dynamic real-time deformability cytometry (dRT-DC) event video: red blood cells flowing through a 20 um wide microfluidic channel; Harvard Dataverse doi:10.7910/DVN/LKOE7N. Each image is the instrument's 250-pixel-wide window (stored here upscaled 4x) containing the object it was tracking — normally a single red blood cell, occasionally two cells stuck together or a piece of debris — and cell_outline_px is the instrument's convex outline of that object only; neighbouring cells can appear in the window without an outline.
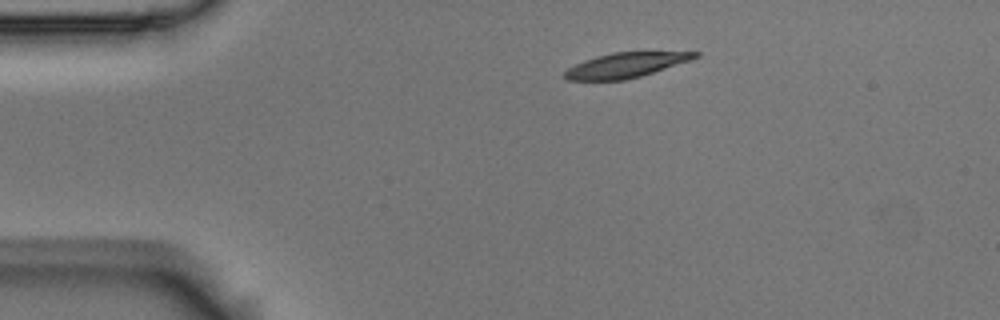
{"species": "Egyptian fruit bat (a non-hibernating species)", "species_latin": "Rousettus aegyptiacus", "temperature_condition": "room temperature", "stored_images_in_passage": 8, "camera_frame_rate_fps": 3000, "um_per_image_px": 0.085, "animal": {"sex": "male"}, "frame": {"image": 1, "passage_image": 1, "time_ms": 0.0, "image_size_px": [1000, 320], "cell_outline_px": [[700, 56], [692, 60], [640, 76], [624, 80], [564, 80], [560, 76], [568, 68], [584, 60], [596, 56], [612, 52], [700, 52]], "centroid_in_image_um": [53.15, 5.54], "position_along_channel_um": 31.8, "area_um2": 18.96}}
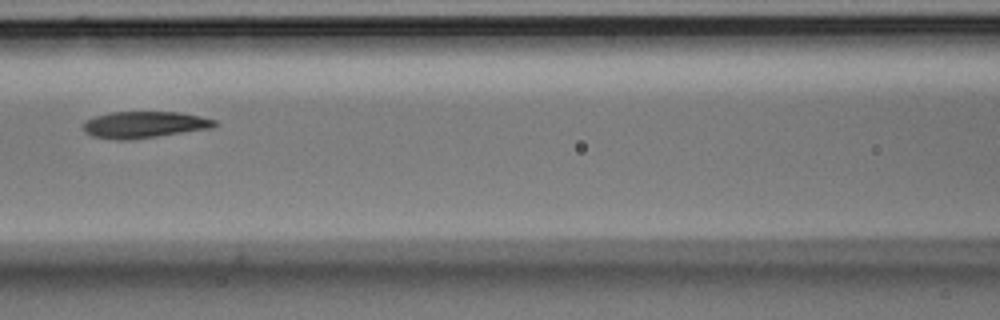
{"frame": {"image": 2, "passage_image": 5, "time_ms": 1.333, "image_size_px": [1000, 320], "cell_outline_px": [[220, 124], [212, 128], [132, 140], [116, 140], [92, 136], [84, 132], [84, 120], [96, 116], [112, 112], [180, 112], [200, 116], [216, 120]], "centroid_in_image_um": [12.28, 10.6], "position_along_channel_um": 154.3, "area_um2": 20.52}}
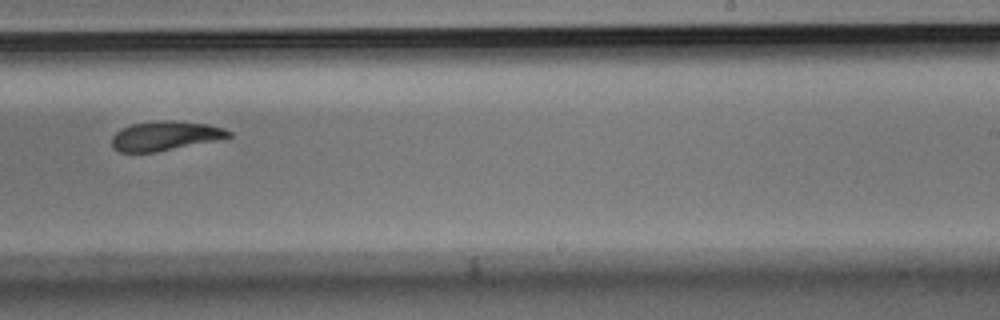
{"frame": {"image": 3, "passage_image": 8, "time_ms": 2.333, "image_size_px": [1000, 320], "cell_outline_px": [[232, 136], [156, 152], [120, 152], [112, 148], [112, 136], [120, 128], [132, 124], [160, 120], [172, 120], [208, 124], [224, 128], [232, 132]], "centroid_in_image_um": [13.99, 11.53], "position_along_channel_um": 275.0, "area_um2": 19.83}}